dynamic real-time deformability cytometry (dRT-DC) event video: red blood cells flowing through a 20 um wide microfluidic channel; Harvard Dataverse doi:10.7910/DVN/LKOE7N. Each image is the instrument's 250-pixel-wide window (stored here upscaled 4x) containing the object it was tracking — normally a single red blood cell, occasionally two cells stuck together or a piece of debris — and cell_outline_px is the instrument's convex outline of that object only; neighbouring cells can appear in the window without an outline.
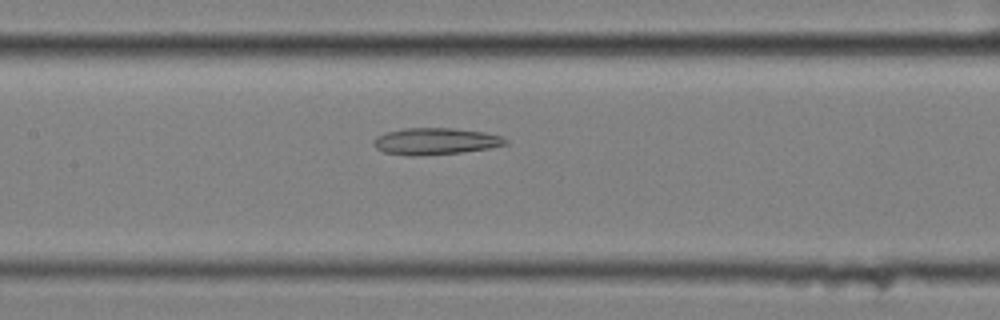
{"species": "common noctule bat (a hibernating species)", "species_latin": "Nyctalus noctula", "temperature_condition": "cold", "stored_images_in_passage": 49, "camera_frame_rate_fps": 3000, "um_per_image_px": 0.085, "animal": {"sex": "female", "body_mass_g": 25.1}, "frame": {"image": 1, "passage_image": 19, "time_ms": 6.0, "image_size_px": [1000, 320], "cell_outline_px": [[508, 144], [488, 148], [460, 152], [416, 156], [412, 156], [384, 152], [376, 148], [372, 144], [372, 140], [376, 136], [388, 132], [404, 128], [452, 128], [484, 132], [500, 136], [508, 140]], "centroid_in_image_um": [36.98, 12.0], "position_along_channel_um": 170.4, "area_um2": 20.4}}
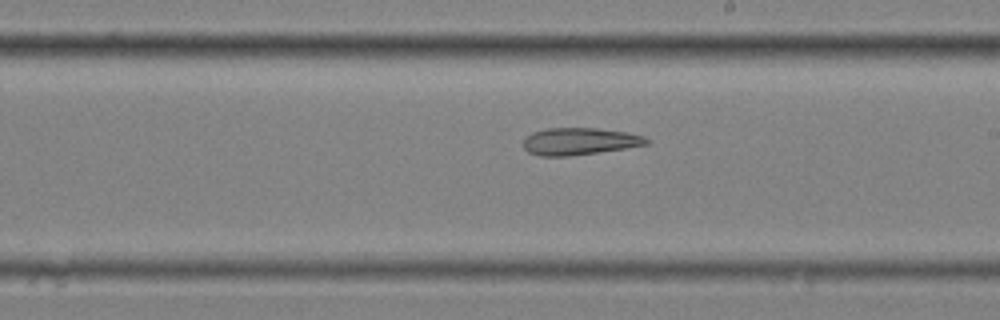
{"frame": {"image": 2, "passage_image": 25, "time_ms": 8.0, "image_size_px": [1000, 320], "cell_outline_px": [[652, 140], [648, 144], [624, 148], [568, 156], [540, 156], [528, 152], [524, 148], [524, 136], [532, 132], [548, 128], [596, 128], [624, 132], [644, 136]], "centroid_in_image_um": [49.23, 12.01], "position_along_channel_um": 239.8, "area_um2": 19.36}}
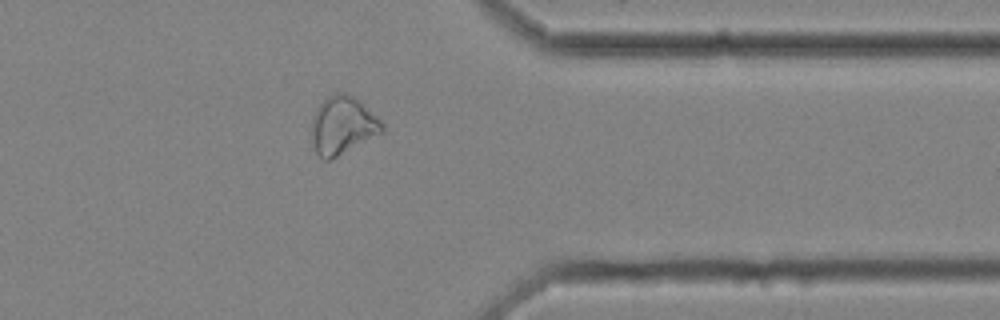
{"frame": {"image": 3, "passage_image": 38, "time_ms": 12.333, "image_size_px": [1000, 320], "cell_outline_px": [[384, 132], [328, 160], [324, 160], [316, 152], [312, 144], [312, 116], [320, 104], [328, 96], [336, 92], [348, 92], [360, 100], [384, 124]], "centroid_in_image_um": [29.13, 10.63], "position_along_channel_um": 382.3, "area_um2": 23.7}, "authors_computed_cell_mechanics": {"area_um2": 23.409, "velocity_mm_per_s": 3.4747, "shape_relaxation_time_tau1_ms": null, "shape_relaxation_time_tau2_ms": 6.6638, "deformation_change_tau1": null, "deformation_change_tau2": 0.1723}}